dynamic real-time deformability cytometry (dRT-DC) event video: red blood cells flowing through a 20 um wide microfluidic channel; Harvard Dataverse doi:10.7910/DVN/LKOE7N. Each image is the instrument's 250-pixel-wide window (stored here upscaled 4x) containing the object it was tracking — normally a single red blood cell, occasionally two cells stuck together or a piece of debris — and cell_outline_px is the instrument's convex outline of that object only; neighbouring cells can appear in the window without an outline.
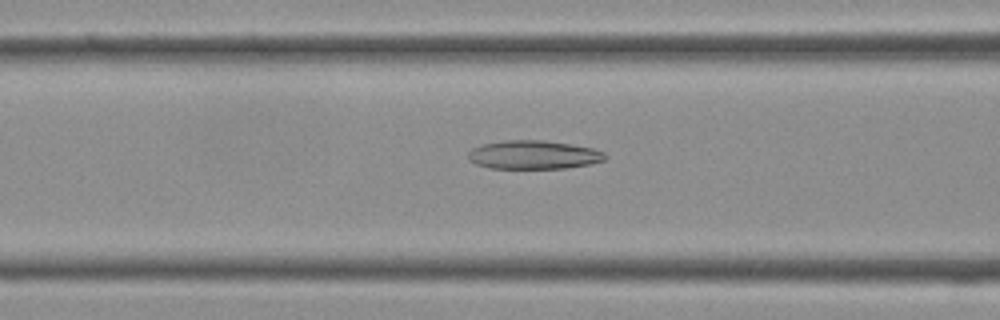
{"species": "Egyptian fruit bat (a non-hibernating species)", "species_latin": "Rousettus aegyptiacus", "temperature_condition": "cold", "stored_images_in_passage": 27, "camera_frame_rate_fps": 3000, "um_per_image_px": 0.085, "frame": {"image": 1, "passage_image": 4, "time_ms": 1.0, "image_size_px": [1000, 320], "cell_outline_px": [[608, 156], [604, 160], [592, 164], [564, 168], [488, 168], [476, 164], [468, 160], [468, 152], [472, 148], [480, 144], [504, 140], [544, 140], [592, 148], [604, 152]], "centroid_in_image_um": [45.32, 13.16], "position_along_channel_um": 121.3, "area_um2": 22.95}}
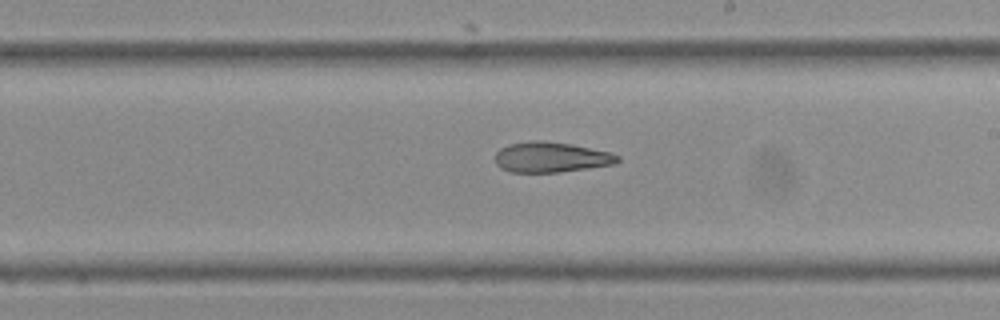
{"frame": {"image": 2, "passage_image": 11, "time_ms": 3.333, "image_size_px": [1000, 320], "cell_outline_px": [[620, 160], [616, 164], [560, 172], [508, 172], [500, 168], [496, 164], [496, 152], [500, 148], [508, 144], [532, 140], [544, 140], [572, 144], [608, 152], [620, 156]], "centroid_in_image_um": [46.82, 13.36], "position_along_channel_um": 242.2, "area_um2": 21.79}}
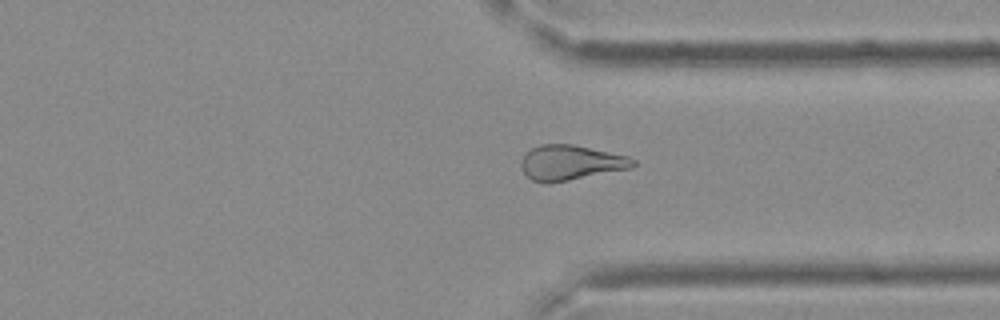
{"frame": {"image": 3, "passage_image": 18, "time_ms": 5.667, "image_size_px": [1000, 320], "cell_outline_px": [[636, 164], [632, 168], [548, 184], [544, 184], [532, 180], [524, 172], [520, 164], [520, 160], [532, 148], [540, 144], [572, 144], [628, 156], [636, 160]], "centroid_in_image_um": [48.51, 13.83], "position_along_channel_um": 362.9, "area_um2": 22.83}}